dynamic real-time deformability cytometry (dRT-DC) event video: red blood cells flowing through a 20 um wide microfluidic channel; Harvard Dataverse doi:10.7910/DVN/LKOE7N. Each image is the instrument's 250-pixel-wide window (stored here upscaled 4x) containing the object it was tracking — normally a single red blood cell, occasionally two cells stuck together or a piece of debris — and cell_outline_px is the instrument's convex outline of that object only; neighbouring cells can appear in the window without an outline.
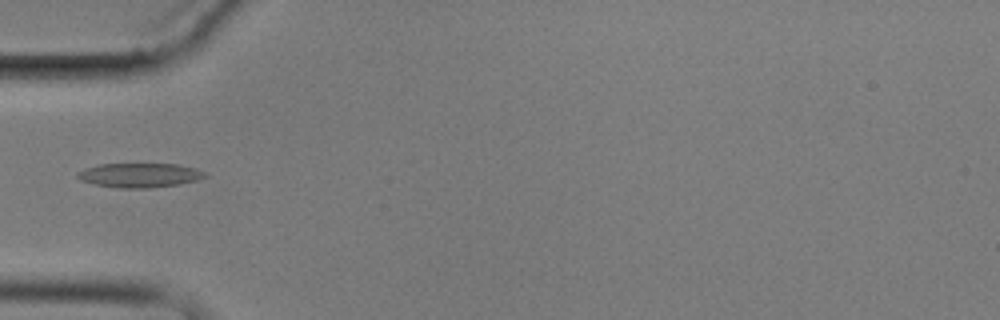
{"species": "common noctule bat (a hibernating species)", "species_latin": "Nyctalus noctula", "temperature_condition": "cold", "stored_images_in_passage": 5, "camera_frame_rate_fps": 3000, "um_per_image_px": 0.085, "animal": {"sex": "male", "body_mass_g": 17.9}, "frame": {"image": 1, "passage_image": 5, "time_ms": 5.333, "image_size_px": [1000, 320], "cell_outline_px": [[208, 176], [196, 180], [176, 184], [148, 188], [120, 188], [92, 184], [80, 180], [76, 176], [76, 172], [84, 168], [100, 164], [176, 164], [196, 168], [204, 172]], "centroid_in_image_um": [11.81, 14.89], "position_along_channel_um": 73.2, "area_um2": 18.03}}